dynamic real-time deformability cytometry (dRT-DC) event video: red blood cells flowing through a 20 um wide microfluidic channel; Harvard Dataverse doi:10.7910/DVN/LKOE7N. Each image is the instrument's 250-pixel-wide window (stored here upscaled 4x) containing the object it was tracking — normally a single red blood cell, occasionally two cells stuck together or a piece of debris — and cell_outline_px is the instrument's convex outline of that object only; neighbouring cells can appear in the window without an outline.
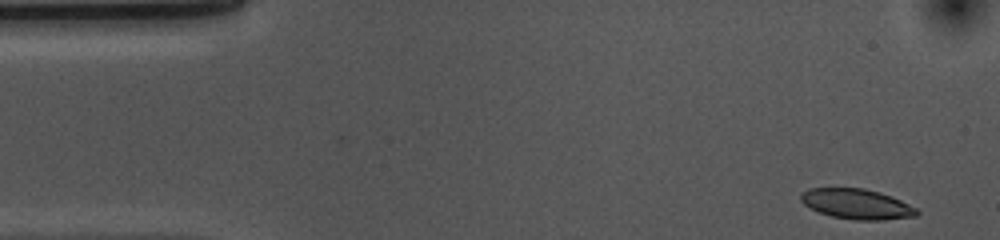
{"species": "common noctule bat (a hibernating species)", "species_latin": "Nyctalus noctula", "temperature_condition": "cold", "stored_images_in_passage": 39, "camera_frame_rate_fps": 3000, "um_per_image_px": 0.085, "animal": {"sex": "female", "body_mass_g": 10.0, "forearm_length_mm": 53.1}, "frame": {"image": 1, "passage_image": 1, "time_ms": 0.0, "image_size_px": [1000, 240], "cell_outline_px": [[920, 212], [916, 216], [884, 220], [856, 220], [832, 216], [820, 212], [804, 204], [800, 200], [800, 196], [808, 188], [864, 188], [880, 192], [892, 196], [916, 208]], "centroid_in_image_um": [72.85, 17.34], "position_along_channel_um": 12.2, "area_um2": 20.29}}
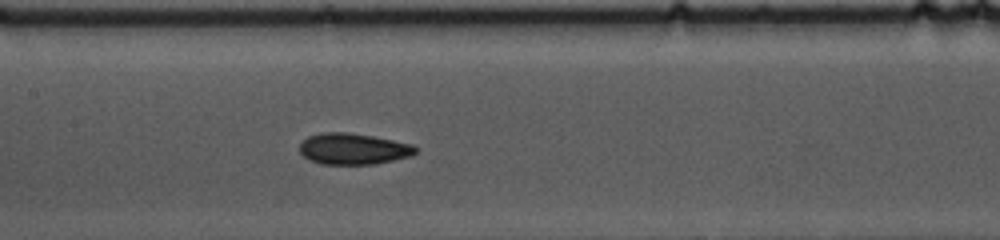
{"frame": {"image": 2, "passage_image": 22, "time_ms": 7.0, "image_size_px": [1000, 240], "cell_outline_px": [[416, 152], [412, 156], [376, 164], [320, 164], [308, 160], [300, 152], [300, 144], [308, 136], [324, 132], [348, 132], [372, 136], [412, 144], [416, 148]], "centroid_in_image_um": [30.02, 12.66], "position_along_channel_um": 177.4, "area_um2": 21.1}}
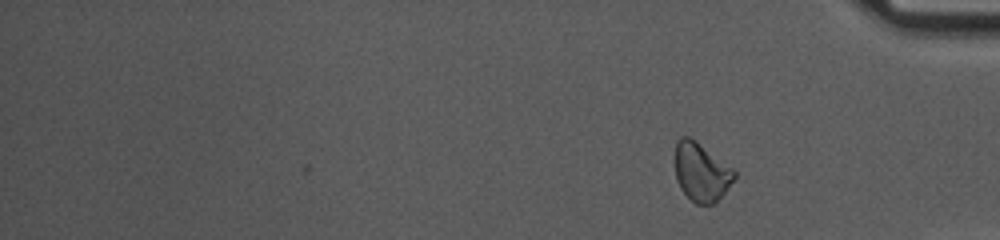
{"frame": {"image": 3, "passage_image": 39, "time_ms": 12.667, "image_size_px": [1000, 240], "cell_outline_px": [[736, 176], [724, 192], [712, 204], [696, 204], [680, 188], [676, 180], [676, 144], [680, 136], [688, 136], [696, 140], [732, 168], [736, 172]], "centroid_in_image_um": [59.59, 14.6], "position_along_channel_um": 375.6, "area_um2": 19.83}, "authors_computed_cell_mechanics": {"area_um2": 20.8658, "velocity_mm_per_s": 3.6638, "shape_relaxation_time_tau1_ms": 4.169, "shape_relaxation_time_tau2_ms": 4.9582, "deformation_change_tau1": 0.1072, "deformation_change_tau2": 0.1031}}